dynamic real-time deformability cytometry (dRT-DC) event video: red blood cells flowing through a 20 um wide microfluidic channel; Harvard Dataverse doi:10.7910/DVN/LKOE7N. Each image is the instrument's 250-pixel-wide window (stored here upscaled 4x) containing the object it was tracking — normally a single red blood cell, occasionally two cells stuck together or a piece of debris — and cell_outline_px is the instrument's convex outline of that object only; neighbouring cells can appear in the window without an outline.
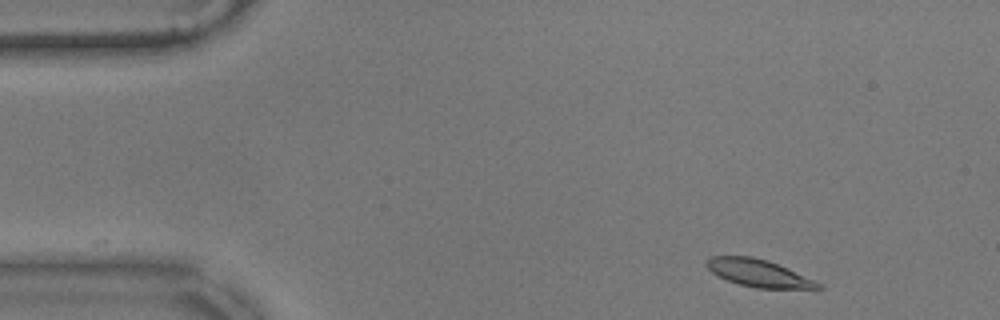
{"species": "common noctule bat (a hibernating species)", "species_latin": "Nyctalus noctula", "temperature_condition": "warm", "stored_images_in_passage": 10, "camera_frame_rate_fps": 3000, "um_per_image_px": 0.085, "animal": {"sex": "male", "body_mass_g": 17.9}, "frame": {"image": 1, "passage_image": 3, "time_ms": 0.667, "image_size_px": [1000, 320], "cell_outline_px": [[824, 288], [756, 288], [740, 284], [728, 280], [712, 272], [704, 264], [704, 260], [708, 256], [752, 256], [768, 260], [788, 268], [820, 284]], "centroid_in_image_um": [64.4, 23.19], "position_along_channel_um": 20.6, "area_um2": 17.51}}